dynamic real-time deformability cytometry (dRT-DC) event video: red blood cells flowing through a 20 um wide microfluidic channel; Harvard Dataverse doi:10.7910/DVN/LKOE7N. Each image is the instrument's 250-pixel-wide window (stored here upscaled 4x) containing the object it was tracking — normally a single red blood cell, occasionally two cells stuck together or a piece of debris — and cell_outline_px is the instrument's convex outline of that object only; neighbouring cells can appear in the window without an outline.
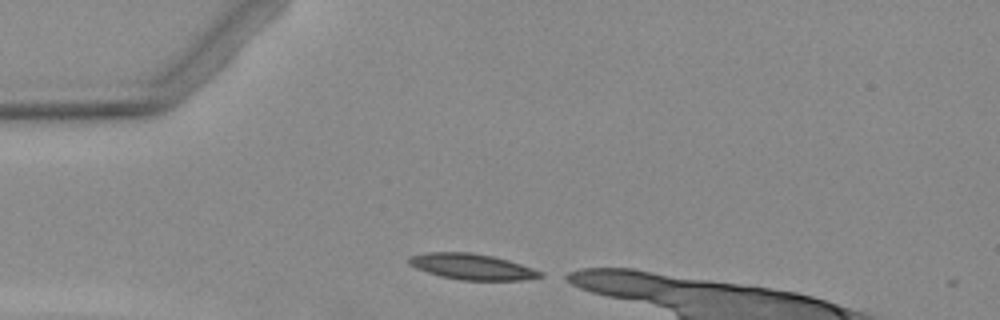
{"species": "Egyptian fruit bat (a non-hibernating species)", "species_latin": "Rousettus aegyptiacus", "temperature_condition": "warm", "stored_images_in_passage": 3, "camera_frame_rate_fps": 3000, "um_per_image_px": 0.085, "animal": {"sex": "female"}, "frame": {"image": 1, "passage_image": 1, "time_ms": 0.0, "image_size_px": [1000, 320], "cell_outline_px": [[544, 276], [524, 280], [460, 280], [440, 276], [416, 268], [408, 264], [408, 256], [428, 252], [468, 252], [492, 256], [508, 260], [544, 272]], "centroid_in_image_um": [40.11, 22.67], "position_along_channel_um": 44.9, "area_um2": 19.77}}